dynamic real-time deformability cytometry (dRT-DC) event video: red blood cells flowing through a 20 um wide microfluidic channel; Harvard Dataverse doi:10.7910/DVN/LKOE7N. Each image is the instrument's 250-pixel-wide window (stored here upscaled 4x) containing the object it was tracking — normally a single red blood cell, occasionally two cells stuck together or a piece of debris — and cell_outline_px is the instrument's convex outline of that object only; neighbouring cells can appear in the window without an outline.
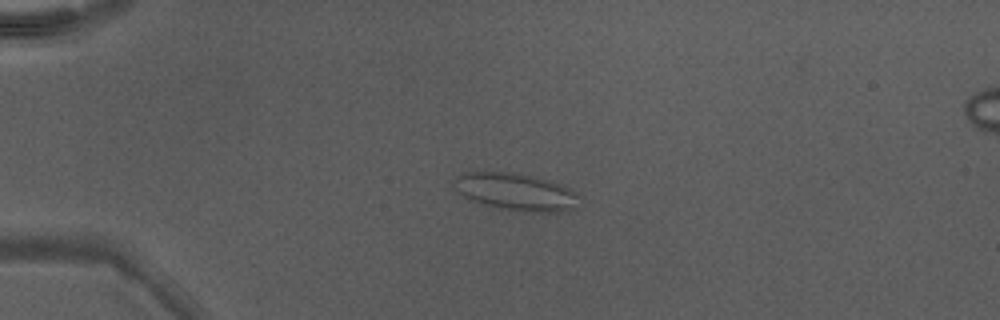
{"species": "Egyptian fruit bat (a non-hibernating species)", "species_latin": "Rousettus aegyptiacus", "temperature_condition": "warm", "stored_images_in_passage": 41, "camera_frame_rate_fps": 3000, "um_per_image_px": 0.085, "animal": {"sex": "male"}, "frame": {"image": 1, "passage_image": 5, "time_ms": 1.333, "image_size_px": [1000, 320], "cell_outline_px": [[584, 196], [576, 208], [572, 212], [528, 212], [496, 208], [468, 200], [452, 188], [452, 180], [456, 176], [464, 172], [512, 172], [536, 176], [560, 184]], "centroid_in_image_um": [43.87, 16.32], "position_along_channel_um": 41.1, "area_um2": 28.21}}
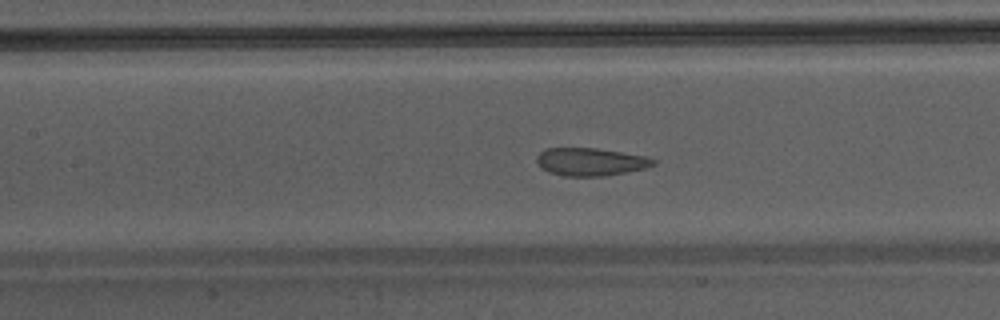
{"frame": {"image": 2, "passage_image": 16, "time_ms": 5.0, "image_size_px": [1000, 320], "cell_outline_px": [[656, 164], [644, 168], [608, 176], [564, 176], [548, 172], [540, 168], [536, 160], [536, 156], [544, 148], [596, 148], [644, 156], [656, 160]], "centroid_in_image_um": [50.15, 13.76], "position_along_channel_um": 157.3, "area_um2": 18.96}}
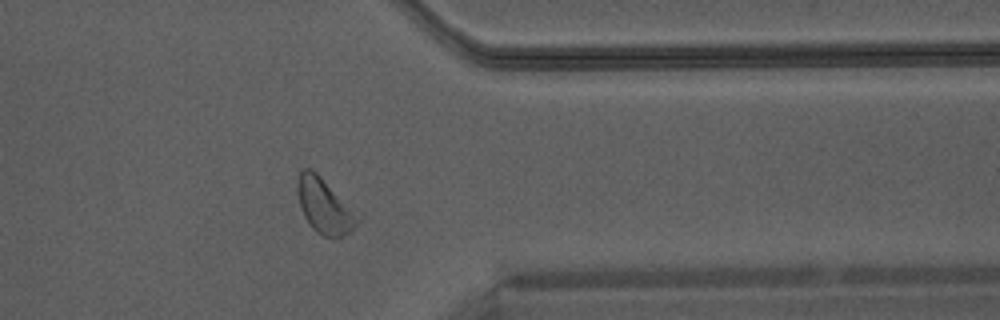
{"frame": {"image": 3, "passage_image": 32, "time_ms": 10.333, "image_size_px": [1000, 320], "cell_outline_px": [[360, 220], [344, 236], [336, 240], [324, 236], [316, 232], [308, 224], [300, 208], [296, 188], [296, 184], [300, 172], [304, 168], [312, 168], [320, 176]], "centroid_in_image_um": [27.49, 17.54], "position_along_channel_um": 383.9, "area_um2": 18.73}}